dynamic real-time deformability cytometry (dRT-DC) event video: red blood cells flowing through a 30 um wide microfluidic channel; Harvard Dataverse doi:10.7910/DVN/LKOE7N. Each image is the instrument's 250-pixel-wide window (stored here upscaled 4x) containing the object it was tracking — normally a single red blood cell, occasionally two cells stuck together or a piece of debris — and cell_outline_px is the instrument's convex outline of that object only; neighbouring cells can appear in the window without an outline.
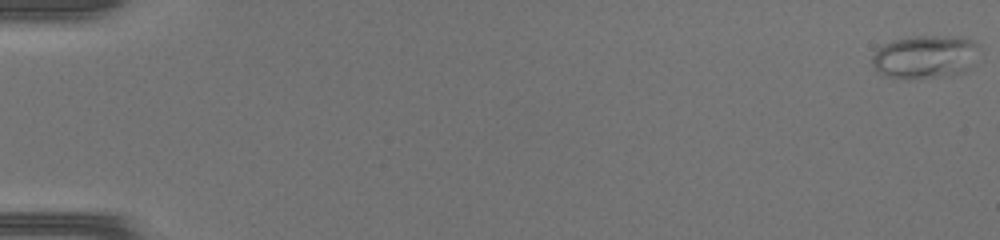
{"species": "common noctule bat (a hibernating species)", "species_latin": "Nyctalus noctula", "temperature_condition": "warm", "stored_images_in_passage": 48, "camera_frame_rate_fps": 3000, "um_per_image_px": 0.085, "animal": {"sex": "female", "body_mass_g": 17.0, "forearm_length_mm": 48.0}, "frame": {"image": 1, "passage_image": 1, "time_ms": 0.0, "image_size_px": [1000, 240], "cell_outline_px": [[980, 48], [968, 68], [964, 72], [940, 76], [908, 80], [900, 80], [884, 76], [872, 64], [872, 56], [880, 44], [892, 40], [916, 36], [964, 36], [980, 44]], "centroid_in_image_um": [78.6, 4.82], "position_along_channel_um": 6.4, "area_um2": 27.4}}
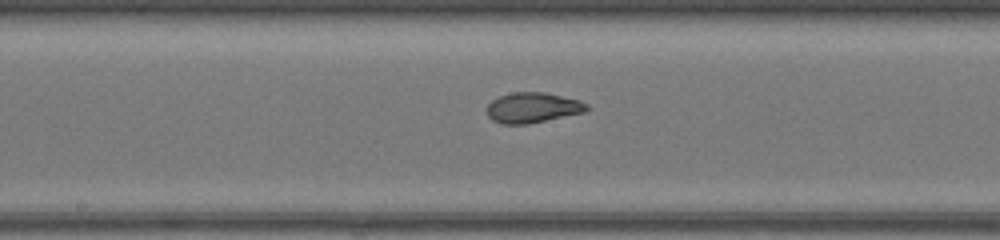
{"frame": {"image": 2, "passage_image": 27, "time_ms": 8.667, "image_size_px": [1000, 240], "cell_outline_px": [[592, 108], [584, 112], [528, 124], [500, 124], [492, 120], [488, 116], [488, 104], [492, 100], [500, 96], [512, 92], [544, 92], [580, 100], [588, 104]], "centroid_in_image_um": [45.3, 9.15], "position_along_channel_um": 202.9, "area_um2": 17.69}}
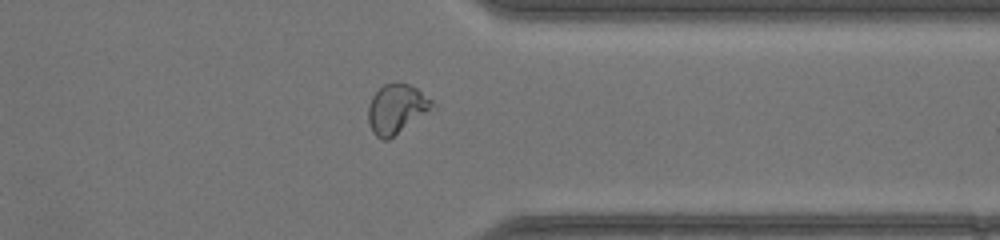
{"frame": {"image": 3, "passage_image": 39, "time_ms": 12.667, "image_size_px": [1000, 240], "cell_outline_px": [[436, 108], [388, 140], [384, 140], [376, 136], [372, 132], [368, 120], [368, 104], [372, 96], [384, 84], [396, 80], [408, 84], [416, 88], [432, 100]], "centroid_in_image_um": [33.72, 9.24], "position_along_channel_um": 377.7, "area_um2": 18.79}}